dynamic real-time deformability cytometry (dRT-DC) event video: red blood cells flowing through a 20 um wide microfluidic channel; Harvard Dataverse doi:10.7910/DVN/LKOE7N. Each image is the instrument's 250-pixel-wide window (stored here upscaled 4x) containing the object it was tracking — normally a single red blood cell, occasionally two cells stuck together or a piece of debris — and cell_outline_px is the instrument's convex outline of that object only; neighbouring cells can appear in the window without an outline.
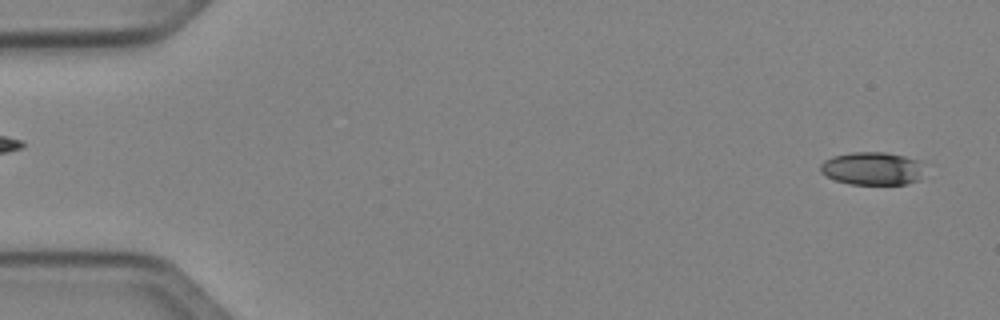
{"species": "Egyptian fruit bat (a non-hibernating species)", "species_latin": "Rousettus aegyptiacus", "temperature_condition": "cold", "stored_images_in_passage": 10, "camera_frame_rate_fps": 3000, "um_per_image_px": 0.085, "animal": {"sex": "female"}, "frame": {"image": 1, "passage_image": 2, "time_ms": 0.333, "image_size_px": [1000, 320], "cell_outline_px": [[932, 164], [920, 180], [904, 184], [848, 184], [836, 180], [820, 172], [820, 164], [824, 160], [832, 156], [852, 152], [884, 152], [928, 160]], "centroid_in_image_um": [74.34, 14.3], "position_along_channel_um": 10.7, "area_um2": 21.04}}